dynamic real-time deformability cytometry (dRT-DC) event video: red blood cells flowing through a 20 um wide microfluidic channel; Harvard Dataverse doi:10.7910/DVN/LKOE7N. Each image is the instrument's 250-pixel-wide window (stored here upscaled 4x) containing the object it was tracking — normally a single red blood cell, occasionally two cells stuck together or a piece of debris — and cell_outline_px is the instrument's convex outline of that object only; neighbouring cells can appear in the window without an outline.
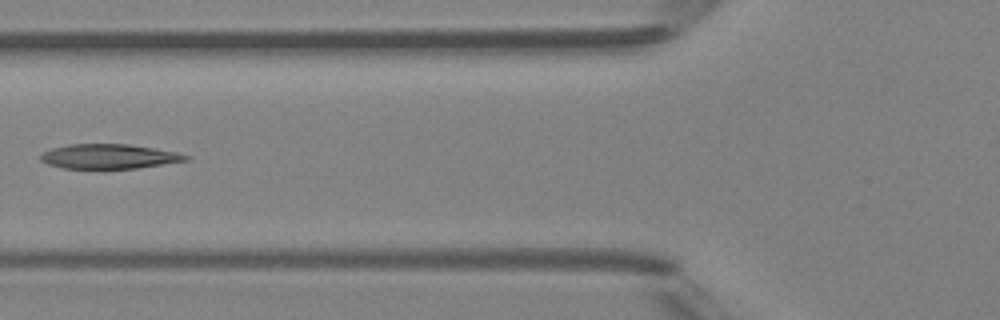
{"species": "Egyptian fruit bat (a non-hibernating species)", "species_latin": "Rousettus aegyptiacus", "temperature_condition": "room temperature", "stored_images_in_passage": 6, "camera_frame_rate_fps": 3000, "um_per_image_px": 0.085, "animal": {"sex": "female"}, "frame": {"image": 1, "passage_image": 6, "time_ms": 5.667, "image_size_px": [1000, 320], "cell_outline_px": [[192, 156], [188, 160], [136, 168], [64, 168], [48, 164], [40, 160], [40, 156], [44, 152], [52, 148], [68, 144], [128, 144], [176, 152]], "centroid_in_image_um": [9.26, 13.29], "position_along_channel_um": 116.5, "area_um2": 20.58}}